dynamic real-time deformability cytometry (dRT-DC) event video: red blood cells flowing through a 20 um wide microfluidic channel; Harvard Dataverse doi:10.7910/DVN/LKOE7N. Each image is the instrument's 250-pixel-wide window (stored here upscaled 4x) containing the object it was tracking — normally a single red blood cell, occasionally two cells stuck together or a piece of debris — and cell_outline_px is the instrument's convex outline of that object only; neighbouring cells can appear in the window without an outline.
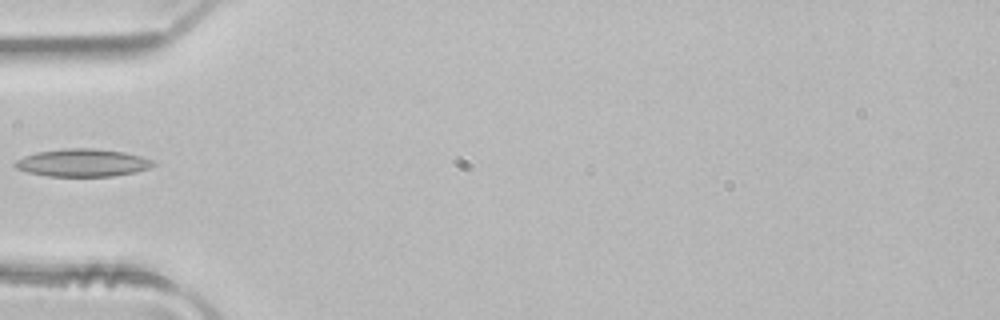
{"species": "common noctule bat (a hibernating species)", "species_latin": "Nyctalus noctula", "temperature_condition": "room temperature", "stored_images_in_passage": 2, "camera_frame_rate_fps": 3000, "um_per_image_px": 0.085, "animal": {"sex": "male", "body_mass_g": 21.5, "forearm_length_mm": 52.0}, "frame": {"image": 1, "passage_image": 2, "time_ms": 0.333, "image_size_px": [1000, 320], "cell_outline_px": [[156, 164], [152, 168], [136, 172], [112, 176], [48, 176], [28, 172], [16, 168], [12, 164], [16, 160], [24, 156], [36, 152], [68, 148], [92, 148], [124, 152], [140, 156], [152, 160]], "centroid_in_image_um": [7.03, 13.83], "position_along_channel_um": 78.0, "area_um2": 22.31}}